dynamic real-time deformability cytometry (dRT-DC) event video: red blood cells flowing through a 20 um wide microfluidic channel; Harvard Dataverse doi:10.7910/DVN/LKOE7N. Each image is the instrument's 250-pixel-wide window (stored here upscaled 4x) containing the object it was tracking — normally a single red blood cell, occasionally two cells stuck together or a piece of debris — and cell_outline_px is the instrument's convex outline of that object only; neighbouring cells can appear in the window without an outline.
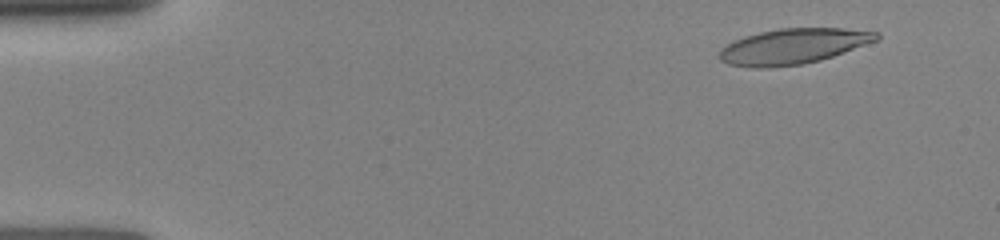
{"species": "human", "species_latin": "Homo sapiens", "temperature_condition": "room temperature", "stored_images_in_passage": 22, "camera_frame_rate_fps": 3000, "um_per_image_px": 0.085, "donor": {"sex": "female"}, "frame": {"image": 1, "passage_image": 2, "time_ms": 0.667, "image_size_px": [1000, 240], "cell_outline_px": [[880, 40], [820, 60], [800, 64], [768, 68], [756, 68], [728, 64], [720, 60], [720, 48], [732, 40], [744, 36], [760, 32], [780, 28], [844, 28], [880, 32]], "centroid_in_image_um": [67.42, 3.93], "position_along_channel_um": 17.6, "area_um2": 32.6}}
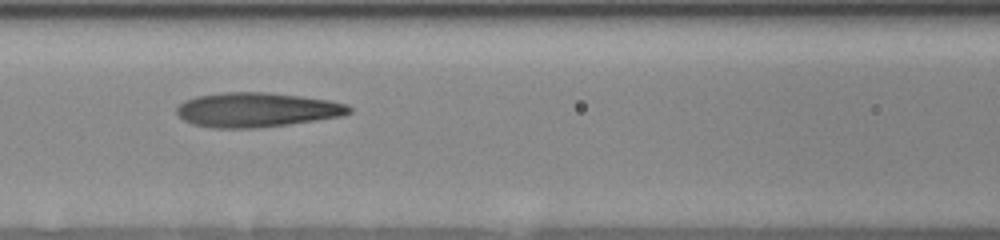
{"frame": {"image": 2, "passage_image": 13, "time_ms": 6.333, "image_size_px": [1000, 240], "cell_outline_px": [[352, 112], [340, 116], [316, 120], [288, 124], [256, 128], [212, 128], [192, 124], [184, 120], [176, 112], [176, 108], [184, 100], [196, 96], [224, 92], [264, 92], [300, 96], [328, 100], [348, 104], [352, 108]], "centroid_in_image_um": [21.8, 9.33], "position_along_channel_um": 144.8, "area_um2": 34.62}}
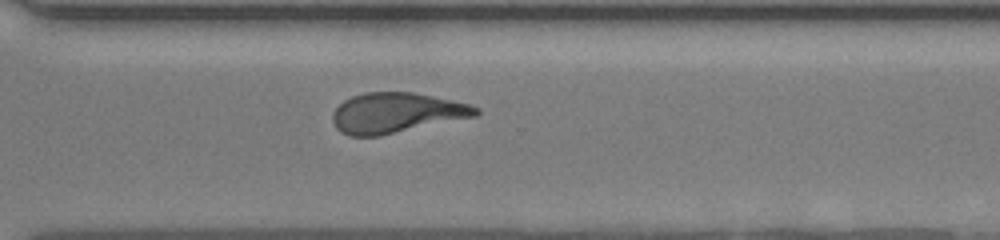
{"frame": {"image": 3, "passage_image": 22, "time_ms": 11.0, "image_size_px": [1000, 240], "cell_outline_px": [[480, 112], [476, 116], [380, 136], [348, 136], [340, 132], [336, 128], [332, 120], [332, 112], [344, 100], [352, 96], [364, 92], [412, 92], [432, 96], [468, 104], [480, 108]], "centroid_in_image_um": [33.65, 9.6], "position_along_channel_um": 336.9, "area_um2": 33.52}}